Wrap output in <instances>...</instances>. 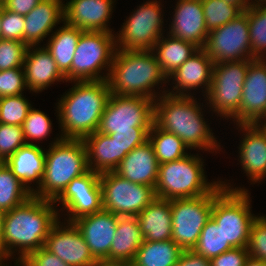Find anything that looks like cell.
Listing matches in <instances>:
<instances>
[{
	"instance_id": "6da1fadb",
	"label": "cell",
	"mask_w": 266,
	"mask_h": 266,
	"mask_svg": "<svg viewBox=\"0 0 266 266\" xmlns=\"http://www.w3.org/2000/svg\"><path fill=\"white\" fill-rule=\"evenodd\" d=\"M54 205L53 201L31 196L5 212L2 255L6 262L18 251L16 265L31 252L44 247L50 229L61 218Z\"/></svg>"
},
{
	"instance_id": "7a4b0ae2",
	"label": "cell",
	"mask_w": 266,
	"mask_h": 266,
	"mask_svg": "<svg viewBox=\"0 0 266 266\" xmlns=\"http://www.w3.org/2000/svg\"><path fill=\"white\" fill-rule=\"evenodd\" d=\"M196 99L193 95H161L154 100V124L175 134L189 150L198 149V152L204 150L216 154L222 150L221 145L204 119L201 103Z\"/></svg>"
},
{
	"instance_id": "3957f363",
	"label": "cell",
	"mask_w": 266,
	"mask_h": 266,
	"mask_svg": "<svg viewBox=\"0 0 266 266\" xmlns=\"http://www.w3.org/2000/svg\"><path fill=\"white\" fill-rule=\"evenodd\" d=\"M56 103V113L63 139H84L98 130L111 95L107 80L73 81Z\"/></svg>"
},
{
	"instance_id": "277c9868",
	"label": "cell",
	"mask_w": 266,
	"mask_h": 266,
	"mask_svg": "<svg viewBox=\"0 0 266 266\" xmlns=\"http://www.w3.org/2000/svg\"><path fill=\"white\" fill-rule=\"evenodd\" d=\"M107 82L111 94L156 100L166 94L163 84L168 83V79L151 50L116 49ZM159 84L163 88L161 93L155 90Z\"/></svg>"
},
{
	"instance_id": "5b68a950",
	"label": "cell",
	"mask_w": 266,
	"mask_h": 266,
	"mask_svg": "<svg viewBox=\"0 0 266 266\" xmlns=\"http://www.w3.org/2000/svg\"><path fill=\"white\" fill-rule=\"evenodd\" d=\"M55 139L45 151L41 185L32 193L34 197L50 201H54L72 179L89 170L83 139H63L61 135Z\"/></svg>"
},
{
	"instance_id": "8992f818",
	"label": "cell",
	"mask_w": 266,
	"mask_h": 266,
	"mask_svg": "<svg viewBox=\"0 0 266 266\" xmlns=\"http://www.w3.org/2000/svg\"><path fill=\"white\" fill-rule=\"evenodd\" d=\"M203 163L201 156L190 153L182 159L159 164L156 197L167 200L196 198L213 192L221 180L209 182Z\"/></svg>"
},
{
	"instance_id": "52a82bcc",
	"label": "cell",
	"mask_w": 266,
	"mask_h": 266,
	"mask_svg": "<svg viewBox=\"0 0 266 266\" xmlns=\"http://www.w3.org/2000/svg\"><path fill=\"white\" fill-rule=\"evenodd\" d=\"M225 188L213 202L211 217L221 227L225 242L233 248L248 246L250 229L257 218L251 211L249 190L221 181Z\"/></svg>"
},
{
	"instance_id": "ba28073f",
	"label": "cell",
	"mask_w": 266,
	"mask_h": 266,
	"mask_svg": "<svg viewBox=\"0 0 266 266\" xmlns=\"http://www.w3.org/2000/svg\"><path fill=\"white\" fill-rule=\"evenodd\" d=\"M115 52V33L83 31L71 68L64 75L66 82L107 80Z\"/></svg>"
},
{
	"instance_id": "9c48e42d",
	"label": "cell",
	"mask_w": 266,
	"mask_h": 266,
	"mask_svg": "<svg viewBox=\"0 0 266 266\" xmlns=\"http://www.w3.org/2000/svg\"><path fill=\"white\" fill-rule=\"evenodd\" d=\"M251 61L214 63L211 86L204 97L210 111L223 119L232 120L234 124H240L243 86Z\"/></svg>"
},
{
	"instance_id": "30bf717a",
	"label": "cell",
	"mask_w": 266,
	"mask_h": 266,
	"mask_svg": "<svg viewBox=\"0 0 266 266\" xmlns=\"http://www.w3.org/2000/svg\"><path fill=\"white\" fill-rule=\"evenodd\" d=\"M220 184L213 192L196 198L170 200L172 212L171 239L182 250H192L200 233L211 218L214 199L224 190Z\"/></svg>"
},
{
	"instance_id": "8fae6325",
	"label": "cell",
	"mask_w": 266,
	"mask_h": 266,
	"mask_svg": "<svg viewBox=\"0 0 266 266\" xmlns=\"http://www.w3.org/2000/svg\"><path fill=\"white\" fill-rule=\"evenodd\" d=\"M153 124V99L111 94L97 131L107 135L117 131H150Z\"/></svg>"
},
{
	"instance_id": "7c38bea8",
	"label": "cell",
	"mask_w": 266,
	"mask_h": 266,
	"mask_svg": "<svg viewBox=\"0 0 266 266\" xmlns=\"http://www.w3.org/2000/svg\"><path fill=\"white\" fill-rule=\"evenodd\" d=\"M161 6L160 0H148L133 10L119 33H115L116 49L152 50L165 32Z\"/></svg>"
},
{
	"instance_id": "4fadbf2b",
	"label": "cell",
	"mask_w": 266,
	"mask_h": 266,
	"mask_svg": "<svg viewBox=\"0 0 266 266\" xmlns=\"http://www.w3.org/2000/svg\"><path fill=\"white\" fill-rule=\"evenodd\" d=\"M103 210L117 216H137L155 198V188L136 184L122 178L117 173L100 174Z\"/></svg>"
},
{
	"instance_id": "5bb4252c",
	"label": "cell",
	"mask_w": 266,
	"mask_h": 266,
	"mask_svg": "<svg viewBox=\"0 0 266 266\" xmlns=\"http://www.w3.org/2000/svg\"><path fill=\"white\" fill-rule=\"evenodd\" d=\"M203 49L214 63L254 60L247 14L209 32Z\"/></svg>"
},
{
	"instance_id": "9a60e30c",
	"label": "cell",
	"mask_w": 266,
	"mask_h": 266,
	"mask_svg": "<svg viewBox=\"0 0 266 266\" xmlns=\"http://www.w3.org/2000/svg\"><path fill=\"white\" fill-rule=\"evenodd\" d=\"M53 202L55 206L62 203L61 210L67 212L65 215L68 219L64 218L66 222H73L82 216L101 211L103 207L100 174L88 170L82 176L72 179Z\"/></svg>"
},
{
	"instance_id": "2e32d148",
	"label": "cell",
	"mask_w": 266,
	"mask_h": 266,
	"mask_svg": "<svg viewBox=\"0 0 266 266\" xmlns=\"http://www.w3.org/2000/svg\"><path fill=\"white\" fill-rule=\"evenodd\" d=\"M44 248L71 266H93L96 261L73 222L61 223L59 219L50 229Z\"/></svg>"
},
{
	"instance_id": "e0dca14e",
	"label": "cell",
	"mask_w": 266,
	"mask_h": 266,
	"mask_svg": "<svg viewBox=\"0 0 266 266\" xmlns=\"http://www.w3.org/2000/svg\"><path fill=\"white\" fill-rule=\"evenodd\" d=\"M213 66V60L203 48H199L167 78L168 83L171 79L174 85L171 86V91L167 89L166 93L173 96H192L191 90L196 91L201 87L205 97L211 86Z\"/></svg>"
},
{
	"instance_id": "ac0fdd59",
	"label": "cell",
	"mask_w": 266,
	"mask_h": 266,
	"mask_svg": "<svg viewBox=\"0 0 266 266\" xmlns=\"http://www.w3.org/2000/svg\"><path fill=\"white\" fill-rule=\"evenodd\" d=\"M266 118V59L249 63L240 105V124L261 123Z\"/></svg>"
},
{
	"instance_id": "d6986e66",
	"label": "cell",
	"mask_w": 266,
	"mask_h": 266,
	"mask_svg": "<svg viewBox=\"0 0 266 266\" xmlns=\"http://www.w3.org/2000/svg\"><path fill=\"white\" fill-rule=\"evenodd\" d=\"M117 219L116 214L102 209L73 221L95 260L110 259V248L116 233Z\"/></svg>"
},
{
	"instance_id": "ffe728a7",
	"label": "cell",
	"mask_w": 266,
	"mask_h": 266,
	"mask_svg": "<svg viewBox=\"0 0 266 266\" xmlns=\"http://www.w3.org/2000/svg\"><path fill=\"white\" fill-rule=\"evenodd\" d=\"M237 126L244 135L238 147V161L251 184L261 183L266 179V130L260 123Z\"/></svg>"
},
{
	"instance_id": "44dd1931",
	"label": "cell",
	"mask_w": 266,
	"mask_h": 266,
	"mask_svg": "<svg viewBox=\"0 0 266 266\" xmlns=\"http://www.w3.org/2000/svg\"><path fill=\"white\" fill-rule=\"evenodd\" d=\"M116 0H69L64 3V22L83 31L115 33L108 23Z\"/></svg>"
},
{
	"instance_id": "7402d4cb",
	"label": "cell",
	"mask_w": 266,
	"mask_h": 266,
	"mask_svg": "<svg viewBox=\"0 0 266 266\" xmlns=\"http://www.w3.org/2000/svg\"><path fill=\"white\" fill-rule=\"evenodd\" d=\"M176 3L167 33L203 48L209 32L205 24L202 1L178 0Z\"/></svg>"
},
{
	"instance_id": "603a6c76",
	"label": "cell",
	"mask_w": 266,
	"mask_h": 266,
	"mask_svg": "<svg viewBox=\"0 0 266 266\" xmlns=\"http://www.w3.org/2000/svg\"><path fill=\"white\" fill-rule=\"evenodd\" d=\"M27 89L39 93L55 82H66L53 57L43 45L28 46L23 63Z\"/></svg>"
},
{
	"instance_id": "cb8c5ba5",
	"label": "cell",
	"mask_w": 266,
	"mask_h": 266,
	"mask_svg": "<svg viewBox=\"0 0 266 266\" xmlns=\"http://www.w3.org/2000/svg\"><path fill=\"white\" fill-rule=\"evenodd\" d=\"M24 19V43L27 46H39L58 24L64 22V2L42 0Z\"/></svg>"
},
{
	"instance_id": "d4e9b609",
	"label": "cell",
	"mask_w": 266,
	"mask_h": 266,
	"mask_svg": "<svg viewBox=\"0 0 266 266\" xmlns=\"http://www.w3.org/2000/svg\"><path fill=\"white\" fill-rule=\"evenodd\" d=\"M158 171L159 163L154 149L148 140L144 144L132 149L114 172L133 183L155 188Z\"/></svg>"
},
{
	"instance_id": "484cf974",
	"label": "cell",
	"mask_w": 266,
	"mask_h": 266,
	"mask_svg": "<svg viewBox=\"0 0 266 266\" xmlns=\"http://www.w3.org/2000/svg\"><path fill=\"white\" fill-rule=\"evenodd\" d=\"M5 164L28 190L33 193L35 190L34 186L38 188L41 185L44 175L45 148H42L40 144H25L11 155L5 161ZM32 182L35 183L33 187L31 186Z\"/></svg>"
},
{
	"instance_id": "4316f807",
	"label": "cell",
	"mask_w": 266,
	"mask_h": 266,
	"mask_svg": "<svg viewBox=\"0 0 266 266\" xmlns=\"http://www.w3.org/2000/svg\"><path fill=\"white\" fill-rule=\"evenodd\" d=\"M145 241H166L172 237L170 200L156 197L137 216Z\"/></svg>"
},
{
	"instance_id": "83f0119b",
	"label": "cell",
	"mask_w": 266,
	"mask_h": 266,
	"mask_svg": "<svg viewBox=\"0 0 266 266\" xmlns=\"http://www.w3.org/2000/svg\"><path fill=\"white\" fill-rule=\"evenodd\" d=\"M87 150L89 170L102 174L118 167V145L112 138L96 131L83 139Z\"/></svg>"
},
{
	"instance_id": "f1b7e54d",
	"label": "cell",
	"mask_w": 266,
	"mask_h": 266,
	"mask_svg": "<svg viewBox=\"0 0 266 266\" xmlns=\"http://www.w3.org/2000/svg\"><path fill=\"white\" fill-rule=\"evenodd\" d=\"M143 241L137 217L118 216L116 233L110 248V259L132 263Z\"/></svg>"
},
{
	"instance_id": "f546056e",
	"label": "cell",
	"mask_w": 266,
	"mask_h": 266,
	"mask_svg": "<svg viewBox=\"0 0 266 266\" xmlns=\"http://www.w3.org/2000/svg\"><path fill=\"white\" fill-rule=\"evenodd\" d=\"M166 35L164 37L163 34L151 51L155 55L162 73L168 78L199 48L191 42L177 39L169 34Z\"/></svg>"
},
{
	"instance_id": "4dcf8cb0",
	"label": "cell",
	"mask_w": 266,
	"mask_h": 266,
	"mask_svg": "<svg viewBox=\"0 0 266 266\" xmlns=\"http://www.w3.org/2000/svg\"><path fill=\"white\" fill-rule=\"evenodd\" d=\"M47 39L46 49L49 51L58 69L65 75L71 68L77 42L83 32L82 29L72 27L65 22Z\"/></svg>"
},
{
	"instance_id": "1f68e13d",
	"label": "cell",
	"mask_w": 266,
	"mask_h": 266,
	"mask_svg": "<svg viewBox=\"0 0 266 266\" xmlns=\"http://www.w3.org/2000/svg\"><path fill=\"white\" fill-rule=\"evenodd\" d=\"M182 249L174 240L143 241L139 247L133 266H175Z\"/></svg>"
},
{
	"instance_id": "d6a6232c",
	"label": "cell",
	"mask_w": 266,
	"mask_h": 266,
	"mask_svg": "<svg viewBox=\"0 0 266 266\" xmlns=\"http://www.w3.org/2000/svg\"><path fill=\"white\" fill-rule=\"evenodd\" d=\"M148 140L151 143L159 164L184 158L189 149L175 134L166 132L153 124L149 131Z\"/></svg>"
},
{
	"instance_id": "836d02e7",
	"label": "cell",
	"mask_w": 266,
	"mask_h": 266,
	"mask_svg": "<svg viewBox=\"0 0 266 266\" xmlns=\"http://www.w3.org/2000/svg\"><path fill=\"white\" fill-rule=\"evenodd\" d=\"M32 192L13 174L12 170L0 162V208L7 212L27 201Z\"/></svg>"
},
{
	"instance_id": "e575fe53",
	"label": "cell",
	"mask_w": 266,
	"mask_h": 266,
	"mask_svg": "<svg viewBox=\"0 0 266 266\" xmlns=\"http://www.w3.org/2000/svg\"><path fill=\"white\" fill-rule=\"evenodd\" d=\"M232 248L228 242H225L221 227L211 217L203 227L198 242L192 250L198 255L212 259Z\"/></svg>"
},
{
	"instance_id": "d590c367",
	"label": "cell",
	"mask_w": 266,
	"mask_h": 266,
	"mask_svg": "<svg viewBox=\"0 0 266 266\" xmlns=\"http://www.w3.org/2000/svg\"><path fill=\"white\" fill-rule=\"evenodd\" d=\"M248 17L250 44L255 59H266V6L249 7Z\"/></svg>"
},
{
	"instance_id": "8d00e7d4",
	"label": "cell",
	"mask_w": 266,
	"mask_h": 266,
	"mask_svg": "<svg viewBox=\"0 0 266 266\" xmlns=\"http://www.w3.org/2000/svg\"><path fill=\"white\" fill-rule=\"evenodd\" d=\"M205 24L208 32H211L229 21L237 18L243 11L224 0H201Z\"/></svg>"
},
{
	"instance_id": "74e56055",
	"label": "cell",
	"mask_w": 266,
	"mask_h": 266,
	"mask_svg": "<svg viewBox=\"0 0 266 266\" xmlns=\"http://www.w3.org/2000/svg\"><path fill=\"white\" fill-rule=\"evenodd\" d=\"M21 126L26 144H36L33 142L34 140L36 142L38 140L43 141L47 136H50L49 134L53 129L52 122L48 115L34 107L30 109Z\"/></svg>"
},
{
	"instance_id": "f35d334b",
	"label": "cell",
	"mask_w": 266,
	"mask_h": 266,
	"mask_svg": "<svg viewBox=\"0 0 266 266\" xmlns=\"http://www.w3.org/2000/svg\"><path fill=\"white\" fill-rule=\"evenodd\" d=\"M32 107L23 94L0 98V123L21 126Z\"/></svg>"
},
{
	"instance_id": "ab89813d",
	"label": "cell",
	"mask_w": 266,
	"mask_h": 266,
	"mask_svg": "<svg viewBox=\"0 0 266 266\" xmlns=\"http://www.w3.org/2000/svg\"><path fill=\"white\" fill-rule=\"evenodd\" d=\"M28 46L21 41L0 39V71L23 68Z\"/></svg>"
},
{
	"instance_id": "60d3db41",
	"label": "cell",
	"mask_w": 266,
	"mask_h": 266,
	"mask_svg": "<svg viewBox=\"0 0 266 266\" xmlns=\"http://www.w3.org/2000/svg\"><path fill=\"white\" fill-rule=\"evenodd\" d=\"M22 126L0 123V162H4L25 145Z\"/></svg>"
},
{
	"instance_id": "b9f144b4",
	"label": "cell",
	"mask_w": 266,
	"mask_h": 266,
	"mask_svg": "<svg viewBox=\"0 0 266 266\" xmlns=\"http://www.w3.org/2000/svg\"><path fill=\"white\" fill-rule=\"evenodd\" d=\"M247 250L250 258L266 262V215H257L253 221Z\"/></svg>"
},
{
	"instance_id": "7bdbcfd3",
	"label": "cell",
	"mask_w": 266,
	"mask_h": 266,
	"mask_svg": "<svg viewBox=\"0 0 266 266\" xmlns=\"http://www.w3.org/2000/svg\"><path fill=\"white\" fill-rule=\"evenodd\" d=\"M26 89L23 68L0 71V98L21 95Z\"/></svg>"
},
{
	"instance_id": "ee69618b",
	"label": "cell",
	"mask_w": 266,
	"mask_h": 266,
	"mask_svg": "<svg viewBox=\"0 0 266 266\" xmlns=\"http://www.w3.org/2000/svg\"><path fill=\"white\" fill-rule=\"evenodd\" d=\"M148 135L149 131H117L109 135L118 145V166L132 149L148 141Z\"/></svg>"
},
{
	"instance_id": "f6af8a7d",
	"label": "cell",
	"mask_w": 266,
	"mask_h": 266,
	"mask_svg": "<svg viewBox=\"0 0 266 266\" xmlns=\"http://www.w3.org/2000/svg\"><path fill=\"white\" fill-rule=\"evenodd\" d=\"M24 28V16L11 12L2 6L1 38L24 42Z\"/></svg>"
},
{
	"instance_id": "bcb514c9",
	"label": "cell",
	"mask_w": 266,
	"mask_h": 266,
	"mask_svg": "<svg viewBox=\"0 0 266 266\" xmlns=\"http://www.w3.org/2000/svg\"><path fill=\"white\" fill-rule=\"evenodd\" d=\"M15 266H71L44 247L31 252Z\"/></svg>"
},
{
	"instance_id": "7dc6e473",
	"label": "cell",
	"mask_w": 266,
	"mask_h": 266,
	"mask_svg": "<svg viewBox=\"0 0 266 266\" xmlns=\"http://www.w3.org/2000/svg\"><path fill=\"white\" fill-rule=\"evenodd\" d=\"M247 247L232 248L210 259L211 266H244L249 258Z\"/></svg>"
},
{
	"instance_id": "c3c4849f",
	"label": "cell",
	"mask_w": 266,
	"mask_h": 266,
	"mask_svg": "<svg viewBox=\"0 0 266 266\" xmlns=\"http://www.w3.org/2000/svg\"><path fill=\"white\" fill-rule=\"evenodd\" d=\"M41 1L42 0H5L1 5L11 12L25 16Z\"/></svg>"
},
{
	"instance_id": "681fc988",
	"label": "cell",
	"mask_w": 266,
	"mask_h": 266,
	"mask_svg": "<svg viewBox=\"0 0 266 266\" xmlns=\"http://www.w3.org/2000/svg\"><path fill=\"white\" fill-rule=\"evenodd\" d=\"M175 266H211L210 259L196 254L193 250H183Z\"/></svg>"
},
{
	"instance_id": "f907efd6",
	"label": "cell",
	"mask_w": 266,
	"mask_h": 266,
	"mask_svg": "<svg viewBox=\"0 0 266 266\" xmlns=\"http://www.w3.org/2000/svg\"><path fill=\"white\" fill-rule=\"evenodd\" d=\"M93 266H133L131 262L114 259H97Z\"/></svg>"
},
{
	"instance_id": "816d5d0a",
	"label": "cell",
	"mask_w": 266,
	"mask_h": 266,
	"mask_svg": "<svg viewBox=\"0 0 266 266\" xmlns=\"http://www.w3.org/2000/svg\"><path fill=\"white\" fill-rule=\"evenodd\" d=\"M225 2L239 7L243 12H245L249 7V0H224Z\"/></svg>"
},
{
	"instance_id": "f5cc1de1",
	"label": "cell",
	"mask_w": 266,
	"mask_h": 266,
	"mask_svg": "<svg viewBox=\"0 0 266 266\" xmlns=\"http://www.w3.org/2000/svg\"><path fill=\"white\" fill-rule=\"evenodd\" d=\"M5 211L0 208V252L2 254V237L4 233Z\"/></svg>"
},
{
	"instance_id": "db71d44e",
	"label": "cell",
	"mask_w": 266,
	"mask_h": 266,
	"mask_svg": "<svg viewBox=\"0 0 266 266\" xmlns=\"http://www.w3.org/2000/svg\"><path fill=\"white\" fill-rule=\"evenodd\" d=\"M244 266H266V262L249 257Z\"/></svg>"
},
{
	"instance_id": "11a10c76",
	"label": "cell",
	"mask_w": 266,
	"mask_h": 266,
	"mask_svg": "<svg viewBox=\"0 0 266 266\" xmlns=\"http://www.w3.org/2000/svg\"><path fill=\"white\" fill-rule=\"evenodd\" d=\"M249 3L251 8L266 6V0H249Z\"/></svg>"
},
{
	"instance_id": "9f6ffc18",
	"label": "cell",
	"mask_w": 266,
	"mask_h": 266,
	"mask_svg": "<svg viewBox=\"0 0 266 266\" xmlns=\"http://www.w3.org/2000/svg\"><path fill=\"white\" fill-rule=\"evenodd\" d=\"M4 262H5V258L0 252V266H7V263L5 264Z\"/></svg>"
},
{
	"instance_id": "6f0895ef",
	"label": "cell",
	"mask_w": 266,
	"mask_h": 266,
	"mask_svg": "<svg viewBox=\"0 0 266 266\" xmlns=\"http://www.w3.org/2000/svg\"><path fill=\"white\" fill-rule=\"evenodd\" d=\"M1 18H2V5H0V39H1Z\"/></svg>"
},
{
	"instance_id": "680465c9",
	"label": "cell",
	"mask_w": 266,
	"mask_h": 266,
	"mask_svg": "<svg viewBox=\"0 0 266 266\" xmlns=\"http://www.w3.org/2000/svg\"><path fill=\"white\" fill-rule=\"evenodd\" d=\"M260 124L266 130V118Z\"/></svg>"
}]
</instances>
